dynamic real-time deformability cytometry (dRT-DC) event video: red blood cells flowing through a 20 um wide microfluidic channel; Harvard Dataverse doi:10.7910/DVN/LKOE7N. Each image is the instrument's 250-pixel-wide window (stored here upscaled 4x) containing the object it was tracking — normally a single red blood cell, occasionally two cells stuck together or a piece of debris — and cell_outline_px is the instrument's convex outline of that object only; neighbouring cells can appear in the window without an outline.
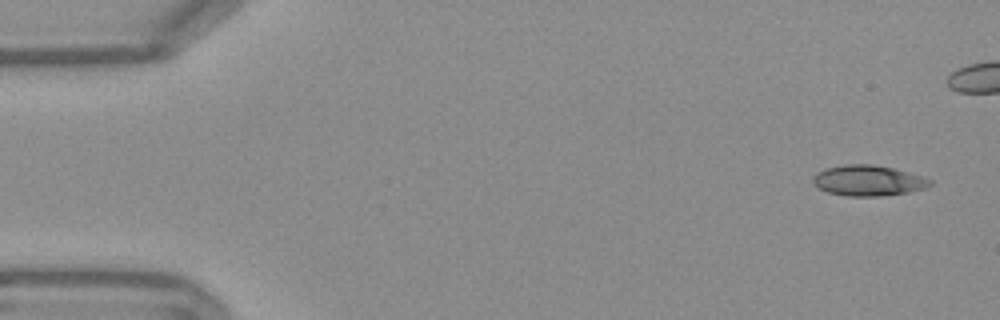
{"species": "Egyptian fruit bat (a non-hibernating species)", "species_latin": "Rousettus aegyptiacus", "temperature_condition": "warm", "stored_images_in_passage": 45, "camera_frame_rate_fps": 3000, "um_per_image_px": 0.085, "frame": {"image": 1, "passage_image": 1, "time_ms": 0.0, "image_size_px": [1000, 320], "cell_outline_px": [[932, 184], [924, 188], [908, 192], [880, 196], [848, 196], [828, 192], [812, 184], [812, 176], [816, 172], [828, 168], [844, 164], [872, 164], [892, 168], [924, 176], [932, 180]], "centroid_in_image_um": [73.78, 15.34], "position_along_channel_um": 11.2, "area_um2": 20.87}}
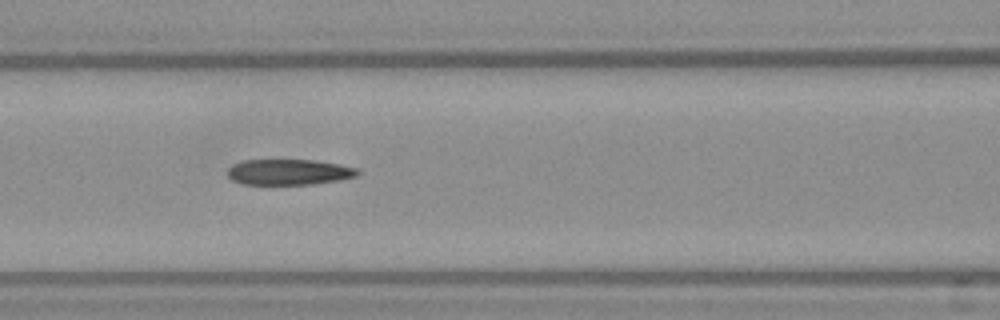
{"frame": {"image": 2, "passage_image": 21, "time_ms": 6.667, "image_size_px": [1000, 320], "cell_outline_px": [[360, 172], [356, 176], [340, 180], [312, 184], [240, 184], [232, 180], [228, 176], [228, 168], [232, 164], [244, 160], [316, 160], [340, 164], [356, 168]], "centroid_in_image_um": [24.55, 14.62], "position_along_channel_um": 142.1, "area_um2": 19.54}}
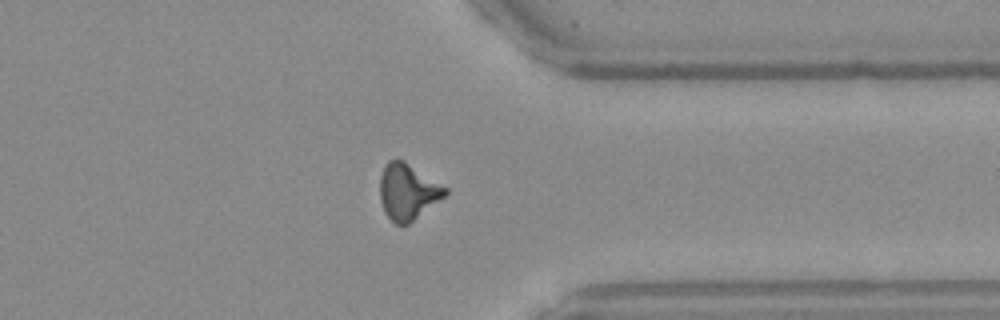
{"frame": {"image": 3, "passage_image": 40, "time_ms": 13.0, "image_size_px": [1000, 320], "cell_outline_px": [[448, 192], [444, 196], [408, 224], [396, 224], [384, 212], [380, 200], [380, 176], [388, 160], [404, 160], [448, 188]], "centroid_in_image_um": [34.64, 16.28], "position_along_channel_um": 376.8, "area_um2": 20.98}, "authors_computed_cell_mechanics": {"area_um2": 20.6346, "velocity_mm_per_s": 3.7959, "shape_relaxation_time_tau1_ms": null, "shape_relaxation_time_tau2_ms": 1.4714, "deformation_change_tau1": null, "deformation_change_tau2": 0.1003}}